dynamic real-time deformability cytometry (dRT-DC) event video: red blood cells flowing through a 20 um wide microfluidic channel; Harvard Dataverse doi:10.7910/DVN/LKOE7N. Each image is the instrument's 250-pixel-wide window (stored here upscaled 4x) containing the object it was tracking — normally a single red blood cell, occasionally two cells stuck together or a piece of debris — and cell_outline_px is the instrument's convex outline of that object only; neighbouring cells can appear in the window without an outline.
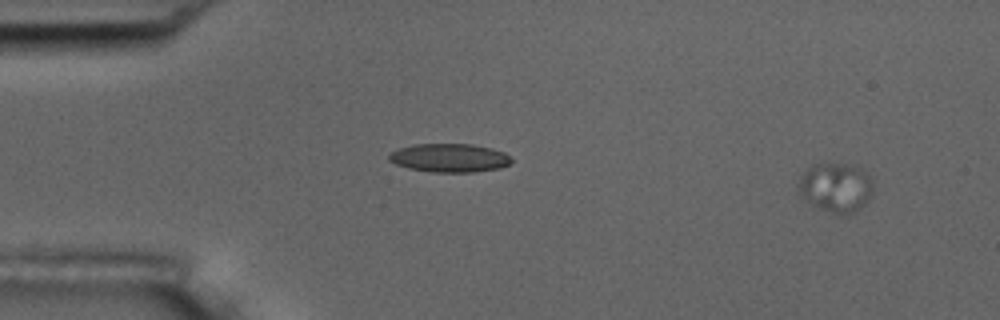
{"species": "common noctule bat (a hibernating species)", "species_latin": "Nyctalus noctula", "temperature_condition": "room temperature", "stored_images_in_passage": 7, "camera_frame_rate_fps": 3000, "um_per_image_px": 0.085, "animal": {"sex": "male", "body_mass_g": 17.5, "forearm_length_mm": 52.3}, "frame": {"image": 1, "passage_image": 1, "time_ms": 0.0, "image_size_px": [1000, 320], "cell_outline_px": [[872, 192], [868, 200], [856, 212], [848, 216], [836, 216], [812, 204], [800, 196], [800, 176], [812, 164], [824, 160], [852, 164], [864, 168], [872, 176]], "centroid_in_image_um": [71.09, 15.9], "position_along_channel_um": 13.9, "area_um2": 22.48}}
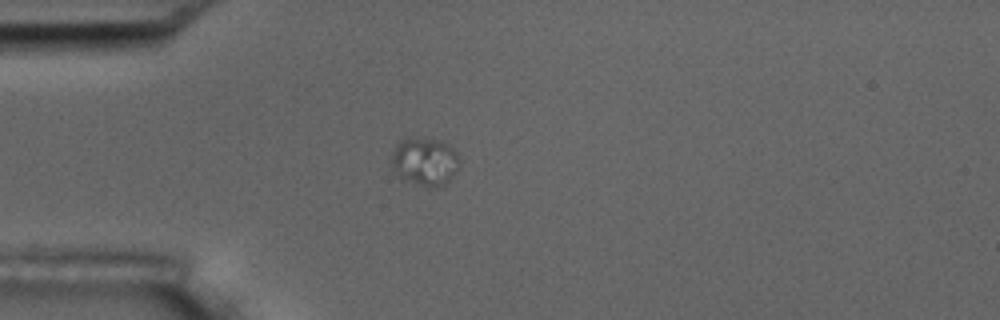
{"frame": {"image": 2, "passage_image": 4, "time_ms": 4.333, "image_size_px": [1000, 320], "cell_outline_px": [[460, 168], [444, 184], [436, 188], [420, 184], [408, 180], [400, 176], [392, 168], [392, 152], [396, 144], [400, 140], [408, 136], [428, 136], [440, 140], [448, 144], [460, 156]], "centroid_in_image_um": [36.14, 13.65], "position_along_channel_um": 48.9, "area_um2": 19.42}}